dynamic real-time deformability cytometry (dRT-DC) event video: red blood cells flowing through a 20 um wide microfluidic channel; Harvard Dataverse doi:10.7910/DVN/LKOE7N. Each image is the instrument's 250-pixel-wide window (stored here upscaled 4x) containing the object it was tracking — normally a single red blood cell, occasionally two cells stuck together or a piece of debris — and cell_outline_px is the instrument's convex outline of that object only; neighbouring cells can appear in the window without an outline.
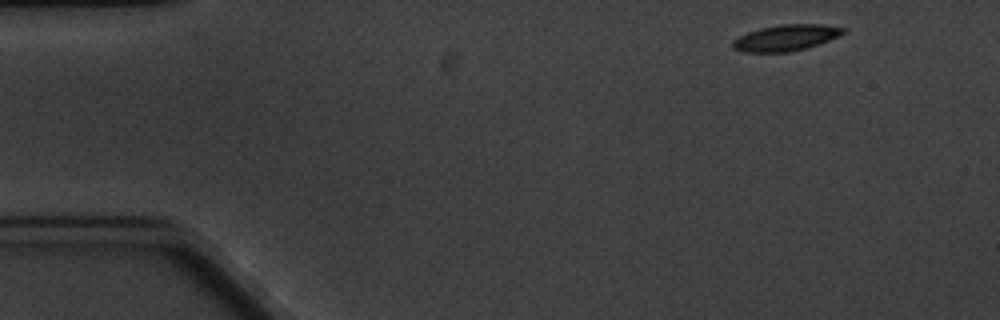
{"species": "common noctule bat (a hibernating species)", "species_latin": "Nyctalus noctula", "temperature_condition": "cold", "stored_images_in_passage": 10, "camera_frame_rate_fps": 3000, "um_per_image_px": 0.085, "animal": {"sex": "male", "body_mass_g": 20.1, "forearm_length_mm": 53.5}, "frame": {"image": 1, "passage_image": 1, "time_ms": 0.0, "image_size_px": [1000, 320], "cell_outline_px": [[848, 32], [840, 36], [820, 44], [788, 52], [744, 52], [732, 48], [732, 40], [748, 32], [760, 28], [780, 24], [820, 24], [848, 28]], "centroid_in_image_um": [66.85, 3.2], "position_along_channel_um": 18.1, "area_um2": 16.99}}
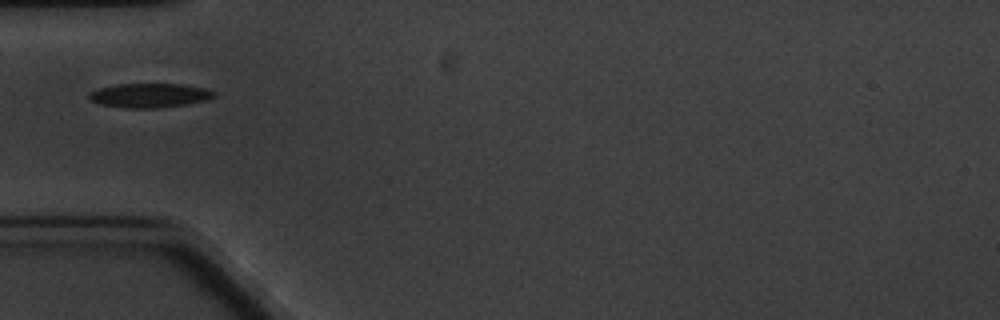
{"frame": {"image": 2, "passage_image": 4, "time_ms": 4.333, "image_size_px": [1000, 320], "cell_outline_px": [[216, 92], [212, 96], [204, 100], [184, 104], [156, 108], [128, 108], [100, 104], [92, 100], [88, 96], [92, 92], [100, 88], [116, 84], [184, 84], [208, 88]], "centroid_in_image_um": [12.73, 8.1], "position_along_channel_um": 72.3, "area_um2": 17.34}}
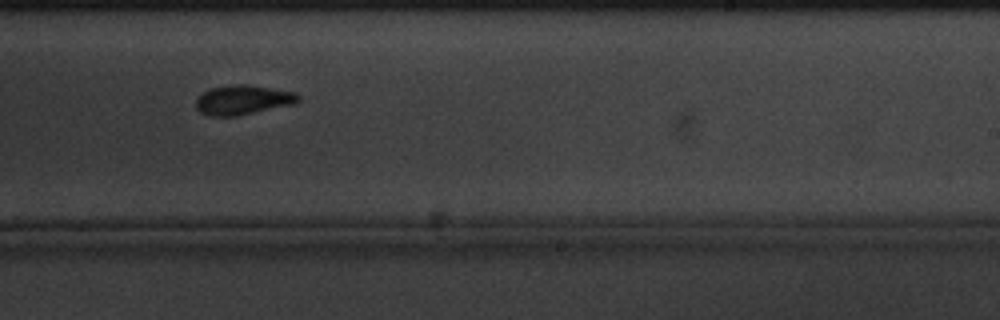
{"frame": {"image": 3, "passage_image": 9, "time_ms": 10.333, "image_size_px": [1000, 320], "cell_outline_px": [[300, 100], [296, 104], [236, 116], [208, 116], [200, 112], [196, 108], [196, 100], [204, 92], [212, 88], [228, 84], [248, 84], [296, 92], [300, 96]], "centroid_in_image_um": [20.68, 8.49], "position_along_channel_um": 268.3, "area_um2": 17.8}}